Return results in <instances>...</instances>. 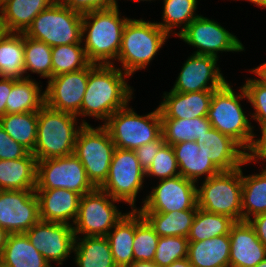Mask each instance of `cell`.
<instances>
[{
    "label": "cell",
    "mask_w": 266,
    "mask_h": 267,
    "mask_svg": "<svg viewBox=\"0 0 266 267\" xmlns=\"http://www.w3.org/2000/svg\"><path fill=\"white\" fill-rule=\"evenodd\" d=\"M90 64L83 44L57 45L52 47V77L75 72Z\"/></svg>",
    "instance_id": "f35d334b"
},
{
    "label": "cell",
    "mask_w": 266,
    "mask_h": 267,
    "mask_svg": "<svg viewBox=\"0 0 266 267\" xmlns=\"http://www.w3.org/2000/svg\"><path fill=\"white\" fill-rule=\"evenodd\" d=\"M163 22L156 24L163 29L169 36L173 35L175 27L181 30L174 35L178 36L196 17L197 0H163Z\"/></svg>",
    "instance_id": "8d00e7d4"
},
{
    "label": "cell",
    "mask_w": 266,
    "mask_h": 267,
    "mask_svg": "<svg viewBox=\"0 0 266 267\" xmlns=\"http://www.w3.org/2000/svg\"><path fill=\"white\" fill-rule=\"evenodd\" d=\"M229 238L230 267H255L266 258V247L249 221L235 222Z\"/></svg>",
    "instance_id": "d6986e66"
},
{
    "label": "cell",
    "mask_w": 266,
    "mask_h": 267,
    "mask_svg": "<svg viewBox=\"0 0 266 267\" xmlns=\"http://www.w3.org/2000/svg\"><path fill=\"white\" fill-rule=\"evenodd\" d=\"M128 17H121L118 6L82 15V42L92 64L113 65L118 58Z\"/></svg>",
    "instance_id": "7a4b0ae2"
},
{
    "label": "cell",
    "mask_w": 266,
    "mask_h": 267,
    "mask_svg": "<svg viewBox=\"0 0 266 267\" xmlns=\"http://www.w3.org/2000/svg\"><path fill=\"white\" fill-rule=\"evenodd\" d=\"M255 267H266V258L258 263Z\"/></svg>",
    "instance_id": "6f0895ef"
},
{
    "label": "cell",
    "mask_w": 266,
    "mask_h": 267,
    "mask_svg": "<svg viewBox=\"0 0 266 267\" xmlns=\"http://www.w3.org/2000/svg\"><path fill=\"white\" fill-rule=\"evenodd\" d=\"M198 208L173 212H140L159 237H187Z\"/></svg>",
    "instance_id": "1f68e13d"
},
{
    "label": "cell",
    "mask_w": 266,
    "mask_h": 267,
    "mask_svg": "<svg viewBox=\"0 0 266 267\" xmlns=\"http://www.w3.org/2000/svg\"><path fill=\"white\" fill-rule=\"evenodd\" d=\"M38 126L36 145L32 154L37 161L64 157L74 153L76 137L83 125L77 127L76 115L58 111L46 104L37 112Z\"/></svg>",
    "instance_id": "3957f363"
},
{
    "label": "cell",
    "mask_w": 266,
    "mask_h": 267,
    "mask_svg": "<svg viewBox=\"0 0 266 267\" xmlns=\"http://www.w3.org/2000/svg\"><path fill=\"white\" fill-rule=\"evenodd\" d=\"M6 33L4 25L0 19V38Z\"/></svg>",
    "instance_id": "9f6ffc18"
},
{
    "label": "cell",
    "mask_w": 266,
    "mask_h": 267,
    "mask_svg": "<svg viewBox=\"0 0 266 267\" xmlns=\"http://www.w3.org/2000/svg\"><path fill=\"white\" fill-rule=\"evenodd\" d=\"M159 238L140 212L135 210L134 261H153Z\"/></svg>",
    "instance_id": "ab89813d"
},
{
    "label": "cell",
    "mask_w": 266,
    "mask_h": 267,
    "mask_svg": "<svg viewBox=\"0 0 266 267\" xmlns=\"http://www.w3.org/2000/svg\"><path fill=\"white\" fill-rule=\"evenodd\" d=\"M40 221L35 190H0V227L8 233H25Z\"/></svg>",
    "instance_id": "9a60e30c"
},
{
    "label": "cell",
    "mask_w": 266,
    "mask_h": 267,
    "mask_svg": "<svg viewBox=\"0 0 266 267\" xmlns=\"http://www.w3.org/2000/svg\"><path fill=\"white\" fill-rule=\"evenodd\" d=\"M31 78H12V91L6 102V114L38 112L45 105V91Z\"/></svg>",
    "instance_id": "83f0119b"
},
{
    "label": "cell",
    "mask_w": 266,
    "mask_h": 267,
    "mask_svg": "<svg viewBox=\"0 0 266 267\" xmlns=\"http://www.w3.org/2000/svg\"><path fill=\"white\" fill-rule=\"evenodd\" d=\"M4 267H52L25 233H11L0 256Z\"/></svg>",
    "instance_id": "4316f807"
},
{
    "label": "cell",
    "mask_w": 266,
    "mask_h": 267,
    "mask_svg": "<svg viewBox=\"0 0 266 267\" xmlns=\"http://www.w3.org/2000/svg\"><path fill=\"white\" fill-rule=\"evenodd\" d=\"M231 86L227 82L214 91L207 118L213 128L230 136L246 151L256 137L254 126L240 104V100L248 98L243 86L240 87V94L235 93Z\"/></svg>",
    "instance_id": "5b68a950"
},
{
    "label": "cell",
    "mask_w": 266,
    "mask_h": 267,
    "mask_svg": "<svg viewBox=\"0 0 266 267\" xmlns=\"http://www.w3.org/2000/svg\"><path fill=\"white\" fill-rule=\"evenodd\" d=\"M114 199L100 188L81 196L76 220L72 223L75 237L106 236L126 214L119 211ZM75 225V226H74Z\"/></svg>",
    "instance_id": "30bf717a"
},
{
    "label": "cell",
    "mask_w": 266,
    "mask_h": 267,
    "mask_svg": "<svg viewBox=\"0 0 266 267\" xmlns=\"http://www.w3.org/2000/svg\"><path fill=\"white\" fill-rule=\"evenodd\" d=\"M143 200L139 212L183 211L197 206V186L194 181L178 175L161 179Z\"/></svg>",
    "instance_id": "5bb4252c"
},
{
    "label": "cell",
    "mask_w": 266,
    "mask_h": 267,
    "mask_svg": "<svg viewBox=\"0 0 266 267\" xmlns=\"http://www.w3.org/2000/svg\"><path fill=\"white\" fill-rule=\"evenodd\" d=\"M55 188H64L80 196L95 189L86 175L83 164L74 153L37 161L35 189Z\"/></svg>",
    "instance_id": "7c38bea8"
},
{
    "label": "cell",
    "mask_w": 266,
    "mask_h": 267,
    "mask_svg": "<svg viewBox=\"0 0 266 267\" xmlns=\"http://www.w3.org/2000/svg\"><path fill=\"white\" fill-rule=\"evenodd\" d=\"M29 151L13 140L0 125V160H14L25 157Z\"/></svg>",
    "instance_id": "ee69618b"
},
{
    "label": "cell",
    "mask_w": 266,
    "mask_h": 267,
    "mask_svg": "<svg viewBox=\"0 0 266 267\" xmlns=\"http://www.w3.org/2000/svg\"><path fill=\"white\" fill-rule=\"evenodd\" d=\"M73 252L77 267H116L106 236L75 237Z\"/></svg>",
    "instance_id": "f1b7e54d"
},
{
    "label": "cell",
    "mask_w": 266,
    "mask_h": 267,
    "mask_svg": "<svg viewBox=\"0 0 266 267\" xmlns=\"http://www.w3.org/2000/svg\"><path fill=\"white\" fill-rule=\"evenodd\" d=\"M12 91V78L0 79V118L6 115V102Z\"/></svg>",
    "instance_id": "c3c4849f"
},
{
    "label": "cell",
    "mask_w": 266,
    "mask_h": 267,
    "mask_svg": "<svg viewBox=\"0 0 266 267\" xmlns=\"http://www.w3.org/2000/svg\"><path fill=\"white\" fill-rule=\"evenodd\" d=\"M82 15L56 0L38 14L23 34L50 47L83 44Z\"/></svg>",
    "instance_id": "52a82bcc"
},
{
    "label": "cell",
    "mask_w": 266,
    "mask_h": 267,
    "mask_svg": "<svg viewBox=\"0 0 266 267\" xmlns=\"http://www.w3.org/2000/svg\"><path fill=\"white\" fill-rule=\"evenodd\" d=\"M116 267H130L129 265L116 266Z\"/></svg>",
    "instance_id": "91938a15"
},
{
    "label": "cell",
    "mask_w": 266,
    "mask_h": 267,
    "mask_svg": "<svg viewBox=\"0 0 266 267\" xmlns=\"http://www.w3.org/2000/svg\"><path fill=\"white\" fill-rule=\"evenodd\" d=\"M0 125L13 140L30 153L33 152L37 136V112L6 114L0 118Z\"/></svg>",
    "instance_id": "e575fe53"
},
{
    "label": "cell",
    "mask_w": 266,
    "mask_h": 267,
    "mask_svg": "<svg viewBox=\"0 0 266 267\" xmlns=\"http://www.w3.org/2000/svg\"><path fill=\"white\" fill-rule=\"evenodd\" d=\"M133 1H139V2L143 1L144 2V1H152V0H133Z\"/></svg>",
    "instance_id": "680465c9"
},
{
    "label": "cell",
    "mask_w": 266,
    "mask_h": 267,
    "mask_svg": "<svg viewBox=\"0 0 266 267\" xmlns=\"http://www.w3.org/2000/svg\"><path fill=\"white\" fill-rule=\"evenodd\" d=\"M168 38L156 22L128 19L117 58L121 70L131 77L135 71L145 69Z\"/></svg>",
    "instance_id": "277c9868"
},
{
    "label": "cell",
    "mask_w": 266,
    "mask_h": 267,
    "mask_svg": "<svg viewBox=\"0 0 266 267\" xmlns=\"http://www.w3.org/2000/svg\"><path fill=\"white\" fill-rule=\"evenodd\" d=\"M188 242L187 259L194 267H230L229 234Z\"/></svg>",
    "instance_id": "d4e9b609"
},
{
    "label": "cell",
    "mask_w": 266,
    "mask_h": 267,
    "mask_svg": "<svg viewBox=\"0 0 266 267\" xmlns=\"http://www.w3.org/2000/svg\"><path fill=\"white\" fill-rule=\"evenodd\" d=\"M39 200L40 220L45 222L74 223L78 214L81 196L73 191L55 189H35Z\"/></svg>",
    "instance_id": "ffe728a7"
},
{
    "label": "cell",
    "mask_w": 266,
    "mask_h": 267,
    "mask_svg": "<svg viewBox=\"0 0 266 267\" xmlns=\"http://www.w3.org/2000/svg\"><path fill=\"white\" fill-rule=\"evenodd\" d=\"M135 210H131L110 230L106 238L116 266L130 265L134 261Z\"/></svg>",
    "instance_id": "f546056e"
},
{
    "label": "cell",
    "mask_w": 266,
    "mask_h": 267,
    "mask_svg": "<svg viewBox=\"0 0 266 267\" xmlns=\"http://www.w3.org/2000/svg\"><path fill=\"white\" fill-rule=\"evenodd\" d=\"M260 130V138L255 139L254 137L250 147L246 151L247 162L256 163L258 162L257 160L261 159L266 162V126H260Z\"/></svg>",
    "instance_id": "7dc6e473"
},
{
    "label": "cell",
    "mask_w": 266,
    "mask_h": 267,
    "mask_svg": "<svg viewBox=\"0 0 266 267\" xmlns=\"http://www.w3.org/2000/svg\"><path fill=\"white\" fill-rule=\"evenodd\" d=\"M214 91L180 93L164 92L159 104L161 119H193L207 117Z\"/></svg>",
    "instance_id": "44dd1931"
},
{
    "label": "cell",
    "mask_w": 266,
    "mask_h": 267,
    "mask_svg": "<svg viewBox=\"0 0 266 267\" xmlns=\"http://www.w3.org/2000/svg\"><path fill=\"white\" fill-rule=\"evenodd\" d=\"M249 72L256 74V76L259 77L257 80L266 86V62H264L260 66H257L256 68L249 70Z\"/></svg>",
    "instance_id": "f907efd6"
},
{
    "label": "cell",
    "mask_w": 266,
    "mask_h": 267,
    "mask_svg": "<svg viewBox=\"0 0 266 267\" xmlns=\"http://www.w3.org/2000/svg\"><path fill=\"white\" fill-rule=\"evenodd\" d=\"M129 266L130 267H159L153 261H133Z\"/></svg>",
    "instance_id": "f5cc1de1"
},
{
    "label": "cell",
    "mask_w": 266,
    "mask_h": 267,
    "mask_svg": "<svg viewBox=\"0 0 266 267\" xmlns=\"http://www.w3.org/2000/svg\"><path fill=\"white\" fill-rule=\"evenodd\" d=\"M188 239L183 236L160 237L153 262L159 267L169 266L176 260L187 258Z\"/></svg>",
    "instance_id": "60d3db41"
},
{
    "label": "cell",
    "mask_w": 266,
    "mask_h": 267,
    "mask_svg": "<svg viewBox=\"0 0 266 267\" xmlns=\"http://www.w3.org/2000/svg\"><path fill=\"white\" fill-rule=\"evenodd\" d=\"M177 37L197 48L193 54L219 59L218 52L245 51L242 42L218 22L202 15L196 17Z\"/></svg>",
    "instance_id": "4fadbf2b"
},
{
    "label": "cell",
    "mask_w": 266,
    "mask_h": 267,
    "mask_svg": "<svg viewBox=\"0 0 266 267\" xmlns=\"http://www.w3.org/2000/svg\"><path fill=\"white\" fill-rule=\"evenodd\" d=\"M24 34L6 32L0 38V78H30L24 75Z\"/></svg>",
    "instance_id": "4dcf8cb0"
},
{
    "label": "cell",
    "mask_w": 266,
    "mask_h": 267,
    "mask_svg": "<svg viewBox=\"0 0 266 267\" xmlns=\"http://www.w3.org/2000/svg\"><path fill=\"white\" fill-rule=\"evenodd\" d=\"M24 74L30 71L48 80L52 78V47L24 35Z\"/></svg>",
    "instance_id": "74e56055"
},
{
    "label": "cell",
    "mask_w": 266,
    "mask_h": 267,
    "mask_svg": "<svg viewBox=\"0 0 266 267\" xmlns=\"http://www.w3.org/2000/svg\"><path fill=\"white\" fill-rule=\"evenodd\" d=\"M56 0H6L0 4V19L6 32L24 33L40 12Z\"/></svg>",
    "instance_id": "cb8c5ba5"
},
{
    "label": "cell",
    "mask_w": 266,
    "mask_h": 267,
    "mask_svg": "<svg viewBox=\"0 0 266 267\" xmlns=\"http://www.w3.org/2000/svg\"><path fill=\"white\" fill-rule=\"evenodd\" d=\"M218 59L207 55L193 54L183 64L172 91L191 93L215 91L223 87L225 80L217 65Z\"/></svg>",
    "instance_id": "ac0fdd59"
},
{
    "label": "cell",
    "mask_w": 266,
    "mask_h": 267,
    "mask_svg": "<svg viewBox=\"0 0 266 267\" xmlns=\"http://www.w3.org/2000/svg\"><path fill=\"white\" fill-rule=\"evenodd\" d=\"M89 73L90 64L79 71L63 73L49 79L44 90L45 104L52 109L80 117Z\"/></svg>",
    "instance_id": "e0dca14e"
},
{
    "label": "cell",
    "mask_w": 266,
    "mask_h": 267,
    "mask_svg": "<svg viewBox=\"0 0 266 267\" xmlns=\"http://www.w3.org/2000/svg\"><path fill=\"white\" fill-rule=\"evenodd\" d=\"M37 160L32 153L14 160H0V190H35Z\"/></svg>",
    "instance_id": "484cf974"
},
{
    "label": "cell",
    "mask_w": 266,
    "mask_h": 267,
    "mask_svg": "<svg viewBox=\"0 0 266 267\" xmlns=\"http://www.w3.org/2000/svg\"><path fill=\"white\" fill-rule=\"evenodd\" d=\"M64 6L82 14L118 6L117 0H59Z\"/></svg>",
    "instance_id": "f6af8a7d"
},
{
    "label": "cell",
    "mask_w": 266,
    "mask_h": 267,
    "mask_svg": "<svg viewBox=\"0 0 266 267\" xmlns=\"http://www.w3.org/2000/svg\"><path fill=\"white\" fill-rule=\"evenodd\" d=\"M108 130L99 125H83L79 130L74 154L83 164L89 181L100 188L107 179L112 156L115 150Z\"/></svg>",
    "instance_id": "9c48e42d"
},
{
    "label": "cell",
    "mask_w": 266,
    "mask_h": 267,
    "mask_svg": "<svg viewBox=\"0 0 266 267\" xmlns=\"http://www.w3.org/2000/svg\"><path fill=\"white\" fill-rule=\"evenodd\" d=\"M145 170L134 150L115 148L106 181L100 189L137 210L136 197L143 188Z\"/></svg>",
    "instance_id": "8fae6325"
},
{
    "label": "cell",
    "mask_w": 266,
    "mask_h": 267,
    "mask_svg": "<svg viewBox=\"0 0 266 267\" xmlns=\"http://www.w3.org/2000/svg\"><path fill=\"white\" fill-rule=\"evenodd\" d=\"M46 261L62 265L73 252L75 235L71 224L39 221L25 232Z\"/></svg>",
    "instance_id": "2e32d148"
},
{
    "label": "cell",
    "mask_w": 266,
    "mask_h": 267,
    "mask_svg": "<svg viewBox=\"0 0 266 267\" xmlns=\"http://www.w3.org/2000/svg\"><path fill=\"white\" fill-rule=\"evenodd\" d=\"M162 136L167 144L174 145L185 141L204 143L206 132L212 127L207 117L193 119H161Z\"/></svg>",
    "instance_id": "d6a6232c"
},
{
    "label": "cell",
    "mask_w": 266,
    "mask_h": 267,
    "mask_svg": "<svg viewBox=\"0 0 266 267\" xmlns=\"http://www.w3.org/2000/svg\"><path fill=\"white\" fill-rule=\"evenodd\" d=\"M179 167V173L195 183L203 175L205 179L221 172L210 160V147L196 141H185L172 145Z\"/></svg>",
    "instance_id": "7402d4cb"
},
{
    "label": "cell",
    "mask_w": 266,
    "mask_h": 267,
    "mask_svg": "<svg viewBox=\"0 0 266 267\" xmlns=\"http://www.w3.org/2000/svg\"><path fill=\"white\" fill-rule=\"evenodd\" d=\"M129 76L115 65L90 63L88 83L81 105V117L106 122L132 99L133 89L125 80Z\"/></svg>",
    "instance_id": "6da1fadb"
},
{
    "label": "cell",
    "mask_w": 266,
    "mask_h": 267,
    "mask_svg": "<svg viewBox=\"0 0 266 267\" xmlns=\"http://www.w3.org/2000/svg\"><path fill=\"white\" fill-rule=\"evenodd\" d=\"M246 1H249L250 3H253L258 7L266 8V0H246Z\"/></svg>",
    "instance_id": "11a10c76"
},
{
    "label": "cell",
    "mask_w": 266,
    "mask_h": 267,
    "mask_svg": "<svg viewBox=\"0 0 266 267\" xmlns=\"http://www.w3.org/2000/svg\"><path fill=\"white\" fill-rule=\"evenodd\" d=\"M165 143L166 142L164 141V138L161 135L157 140H154L150 143H146L134 150L137 159L139 160L140 166L145 171L152 164L155 155Z\"/></svg>",
    "instance_id": "bcb514c9"
},
{
    "label": "cell",
    "mask_w": 266,
    "mask_h": 267,
    "mask_svg": "<svg viewBox=\"0 0 266 267\" xmlns=\"http://www.w3.org/2000/svg\"><path fill=\"white\" fill-rule=\"evenodd\" d=\"M9 234L4 228L0 227V256L5 248Z\"/></svg>",
    "instance_id": "816d5d0a"
},
{
    "label": "cell",
    "mask_w": 266,
    "mask_h": 267,
    "mask_svg": "<svg viewBox=\"0 0 266 267\" xmlns=\"http://www.w3.org/2000/svg\"><path fill=\"white\" fill-rule=\"evenodd\" d=\"M180 175L178 163L172 145L165 143L155 155L152 164L145 171V176L161 179Z\"/></svg>",
    "instance_id": "b9f144b4"
},
{
    "label": "cell",
    "mask_w": 266,
    "mask_h": 267,
    "mask_svg": "<svg viewBox=\"0 0 266 267\" xmlns=\"http://www.w3.org/2000/svg\"><path fill=\"white\" fill-rule=\"evenodd\" d=\"M203 145L210 147L211 162L220 171H231L245 164L246 151L230 136L211 127L204 137Z\"/></svg>",
    "instance_id": "603a6c76"
},
{
    "label": "cell",
    "mask_w": 266,
    "mask_h": 267,
    "mask_svg": "<svg viewBox=\"0 0 266 267\" xmlns=\"http://www.w3.org/2000/svg\"><path fill=\"white\" fill-rule=\"evenodd\" d=\"M242 166L221 171L197 184V206L207 212L242 221Z\"/></svg>",
    "instance_id": "ba28073f"
},
{
    "label": "cell",
    "mask_w": 266,
    "mask_h": 267,
    "mask_svg": "<svg viewBox=\"0 0 266 267\" xmlns=\"http://www.w3.org/2000/svg\"><path fill=\"white\" fill-rule=\"evenodd\" d=\"M234 223L235 221L226 215L211 213L198 208L187 239L188 241H202L229 234Z\"/></svg>",
    "instance_id": "d590c367"
},
{
    "label": "cell",
    "mask_w": 266,
    "mask_h": 267,
    "mask_svg": "<svg viewBox=\"0 0 266 267\" xmlns=\"http://www.w3.org/2000/svg\"><path fill=\"white\" fill-rule=\"evenodd\" d=\"M249 223L254 227L257 237L266 247V213L254 216Z\"/></svg>",
    "instance_id": "681fc988"
},
{
    "label": "cell",
    "mask_w": 266,
    "mask_h": 267,
    "mask_svg": "<svg viewBox=\"0 0 266 267\" xmlns=\"http://www.w3.org/2000/svg\"><path fill=\"white\" fill-rule=\"evenodd\" d=\"M109 132L116 148L135 150L162 135L159 107L146 115H138L129 103L116 111L102 124Z\"/></svg>",
    "instance_id": "8992f818"
},
{
    "label": "cell",
    "mask_w": 266,
    "mask_h": 267,
    "mask_svg": "<svg viewBox=\"0 0 266 267\" xmlns=\"http://www.w3.org/2000/svg\"><path fill=\"white\" fill-rule=\"evenodd\" d=\"M246 80L243 88L248 102L255 110L251 114V118L257 121L259 126H266V86L260 83L257 78H247Z\"/></svg>",
    "instance_id": "7bdbcfd3"
},
{
    "label": "cell",
    "mask_w": 266,
    "mask_h": 267,
    "mask_svg": "<svg viewBox=\"0 0 266 267\" xmlns=\"http://www.w3.org/2000/svg\"><path fill=\"white\" fill-rule=\"evenodd\" d=\"M166 267H194L187 258L176 260Z\"/></svg>",
    "instance_id": "db71d44e"
},
{
    "label": "cell",
    "mask_w": 266,
    "mask_h": 267,
    "mask_svg": "<svg viewBox=\"0 0 266 267\" xmlns=\"http://www.w3.org/2000/svg\"><path fill=\"white\" fill-rule=\"evenodd\" d=\"M242 221L266 213V168L244 176L242 172Z\"/></svg>",
    "instance_id": "836d02e7"
}]
</instances>
